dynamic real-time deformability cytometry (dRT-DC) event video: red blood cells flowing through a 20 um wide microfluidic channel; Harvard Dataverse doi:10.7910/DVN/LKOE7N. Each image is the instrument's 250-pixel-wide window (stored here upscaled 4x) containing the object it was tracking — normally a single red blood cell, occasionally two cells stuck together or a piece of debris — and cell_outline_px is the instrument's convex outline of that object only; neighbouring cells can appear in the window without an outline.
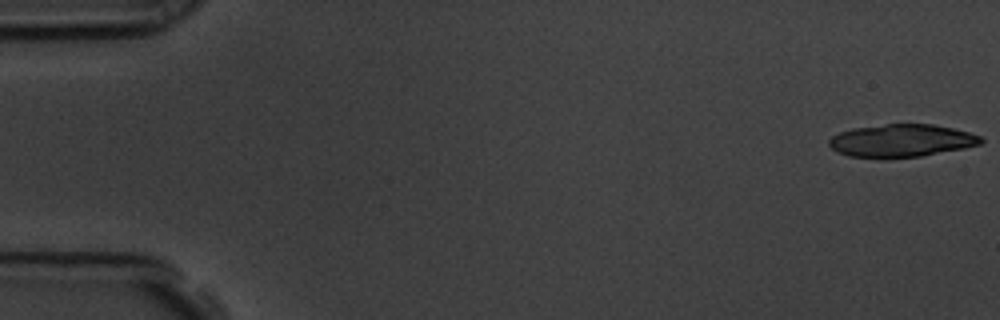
{"species": "common noctule bat (a hibernating species)", "species_latin": "Nyctalus noctula", "temperature_condition": "room temperature", "stored_images_in_passage": 58, "segment_of_instrument_passage": [1, 2], "camera_frame_rate_fps": 3000, "um_per_image_px": 0.085, "animal": {"sex": "male", "body_mass_g": 19.5, "forearm_length_mm": 54.6}, "frame": {"image": 1, "passage_image": 1, "time_ms": 0.0, "image_size_px": [1000, 320], "cell_outline_px": [[984, 140], [980, 144], [964, 148], [920, 156], [888, 160], [848, 156], [836, 152], [828, 144], [828, 140], [832, 136], [840, 132], [852, 128], [884, 124], [932, 124], [952, 128], [968, 132], [980, 136]], "centroid_in_image_um": [76.56, 11.98], "position_along_channel_um": 8.4, "area_um2": 29.42}}